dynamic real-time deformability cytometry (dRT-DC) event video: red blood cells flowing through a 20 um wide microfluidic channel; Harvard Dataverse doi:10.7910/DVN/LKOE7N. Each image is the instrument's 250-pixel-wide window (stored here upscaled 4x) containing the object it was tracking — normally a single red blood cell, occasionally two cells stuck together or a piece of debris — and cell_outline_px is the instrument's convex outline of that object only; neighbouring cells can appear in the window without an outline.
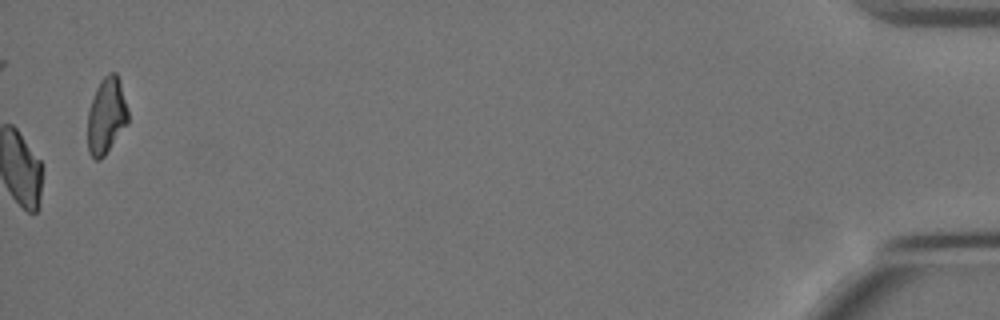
{"species": "Egyptian fruit bat (a non-hibernating species)", "species_latin": "Rousettus aegyptiacus", "temperature_condition": "cold", "stored_images_in_passage": 58, "camera_frame_rate_fps": 3000, "um_per_image_px": 0.085, "animal": {"sex": "female"}, "frame": {"image": 1, "passage_image": 58, "time_ms": 19.0, "image_size_px": [1000, 320], "cell_outline_px": [[128, 124], [104, 156], [100, 160], [96, 160], [88, 152], [88, 112], [96, 88], [100, 80], [108, 72], [116, 72], [120, 80], [128, 108]], "centroid_in_image_um": [9.06, 9.82], "position_along_channel_um": 426.1, "area_um2": 18.09}, "authors_computed_cell_mechanics": {"area_um2": 21.675, "velocity_mm_per_s": 3.4201, "shape_relaxation_time_tau1_ms": 10.435, "shape_relaxation_time_tau2_ms": 2.0227, "deformation_change_tau1": 0.1848, "deformation_change_tau2": 0.0748}}